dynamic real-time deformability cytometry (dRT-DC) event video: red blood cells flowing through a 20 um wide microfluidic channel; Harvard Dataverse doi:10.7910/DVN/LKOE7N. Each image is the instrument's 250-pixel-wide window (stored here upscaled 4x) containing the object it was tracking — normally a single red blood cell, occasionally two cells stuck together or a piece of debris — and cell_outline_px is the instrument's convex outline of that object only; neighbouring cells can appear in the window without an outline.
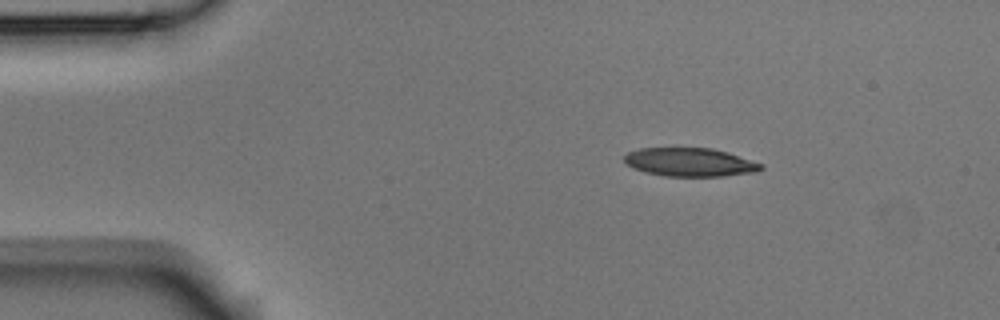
{"species": "Egyptian fruit bat (a non-hibernating species)", "species_latin": "Rousettus aegyptiacus", "temperature_condition": "room temperature", "stored_images_in_passage": 3, "camera_frame_rate_fps": 3000, "um_per_image_px": 0.085, "animal": {"sex": "male"}, "frame": {"image": 1, "passage_image": 1, "time_ms": 0.0, "image_size_px": [1000, 320], "cell_outline_px": [[764, 168], [756, 172], [724, 176], [664, 176], [644, 172], [632, 168], [624, 160], [624, 156], [628, 152], [640, 148], [712, 148], [728, 152], [764, 164]], "centroid_in_image_um": [58.66, 13.79], "position_along_channel_um": 26.3, "area_um2": 22.83}}
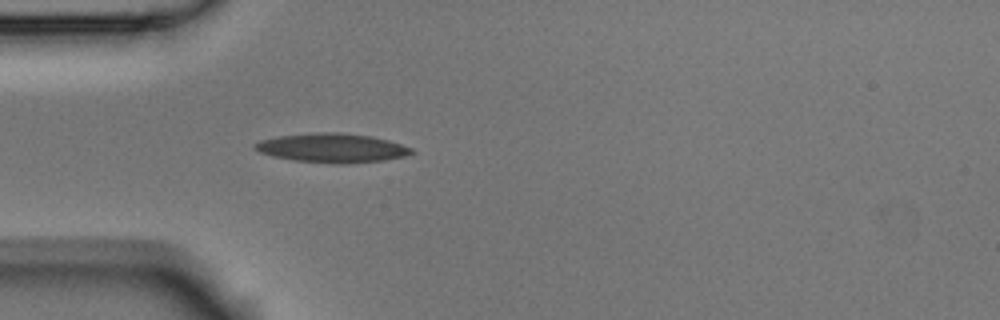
{"frame": {"image": 2, "passage_image": 3, "time_ms": 0.667, "image_size_px": [1000, 320], "cell_outline_px": [[416, 152], [404, 156], [384, 160], [344, 164], [336, 164], [292, 160], [272, 156], [260, 152], [252, 144], [260, 140], [280, 136], [316, 132], [340, 132], [372, 136], [388, 140], [412, 148]], "centroid_in_image_um": [28.23, 12.58], "position_along_channel_um": 56.8, "area_um2": 26.59}}